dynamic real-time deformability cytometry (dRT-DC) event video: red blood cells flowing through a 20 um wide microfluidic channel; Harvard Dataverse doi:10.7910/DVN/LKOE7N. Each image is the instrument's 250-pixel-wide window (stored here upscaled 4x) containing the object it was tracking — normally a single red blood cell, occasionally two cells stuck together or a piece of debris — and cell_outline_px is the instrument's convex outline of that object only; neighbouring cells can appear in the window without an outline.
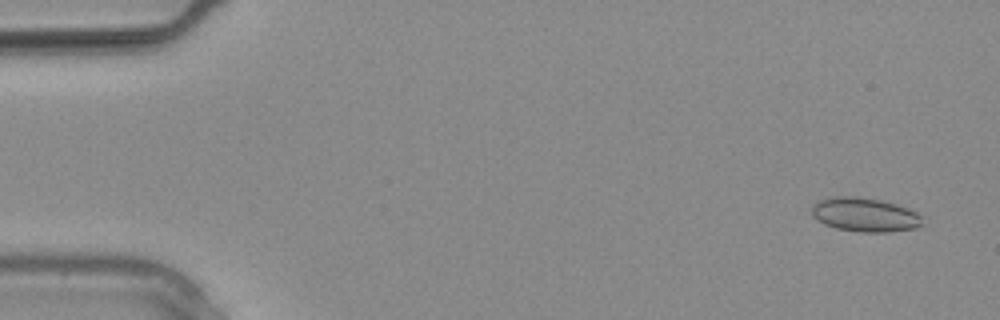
{"species": "common noctule bat (a hibernating species)", "species_latin": "Nyctalus noctula", "temperature_condition": "warm", "stored_images_in_passage": 11, "camera_frame_rate_fps": 3000, "um_per_image_px": 0.085, "animal": {"sex": "male", "body_mass_g": 20.4}, "frame": {"image": 1, "passage_image": 2, "time_ms": 0.333, "image_size_px": [1000, 320], "cell_outline_px": [[920, 224], [916, 228], [888, 232], [860, 232], [836, 228], [824, 224], [816, 220], [812, 216], [812, 208], [820, 200], [832, 196], [856, 196], [880, 200], [896, 204], [908, 208], [916, 212], [920, 216]], "centroid_in_image_um": [73.48, 18.25], "position_along_channel_um": 11.5, "area_um2": 21.79}}
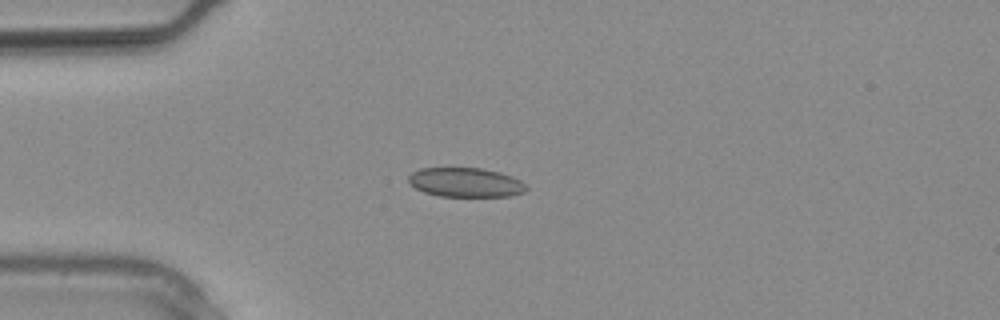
{"frame": {"image": 2, "passage_image": 8, "time_ms": 2.333, "image_size_px": [1000, 320], "cell_outline_px": [[528, 188], [524, 192], [512, 196], [440, 196], [424, 192], [408, 184], [408, 176], [412, 172], [420, 168], [480, 168], [500, 172], [512, 176], [520, 180]], "centroid_in_image_um": [39.56, 15.5], "position_along_channel_um": 45.4, "area_um2": 20.17}}